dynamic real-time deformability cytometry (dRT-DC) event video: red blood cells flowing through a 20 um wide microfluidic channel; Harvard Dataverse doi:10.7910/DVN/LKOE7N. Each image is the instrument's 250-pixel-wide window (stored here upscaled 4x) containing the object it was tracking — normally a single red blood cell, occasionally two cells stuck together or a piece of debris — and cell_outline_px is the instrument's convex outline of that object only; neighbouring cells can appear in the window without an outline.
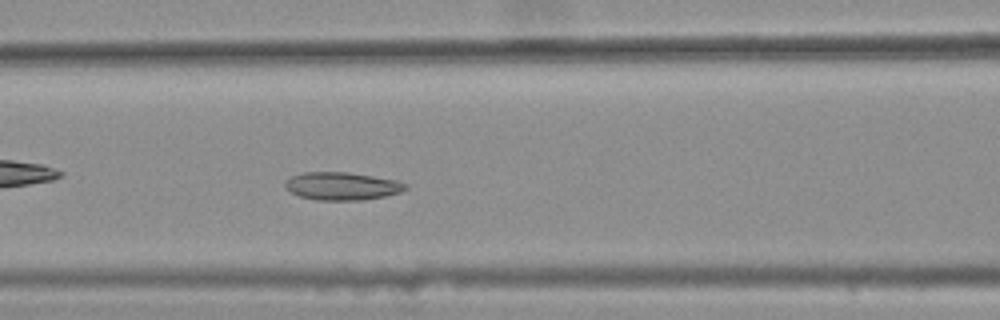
{"species": "common noctule bat (a hibernating species)", "species_latin": "Nyctalus noctula", "temperature_condition": "warm", "stored_images_in_passage": 47, "camera_frame_rate_fps": 3000, "um_per_image_px": 0.085, "animal": {"sex": "female", "body_mass_g": 25.1}, "frame": {"image": 1, "passage_image": 24, "time_ms": 7.667, "image_size_px": [1000, 320], "cell_outline_px": [[408, 188], [400, 192], [384, 196], [364, 200], [316, 200], [300, 196], [284, 188], [284, 180], [288, 176], [300, 172], [348, 172], [396, 180], [408, 184]], "centroid_in_image_um": [29.02, 15.81], "position_along_channel_um": 137.6, "area_um2": 19.77}}
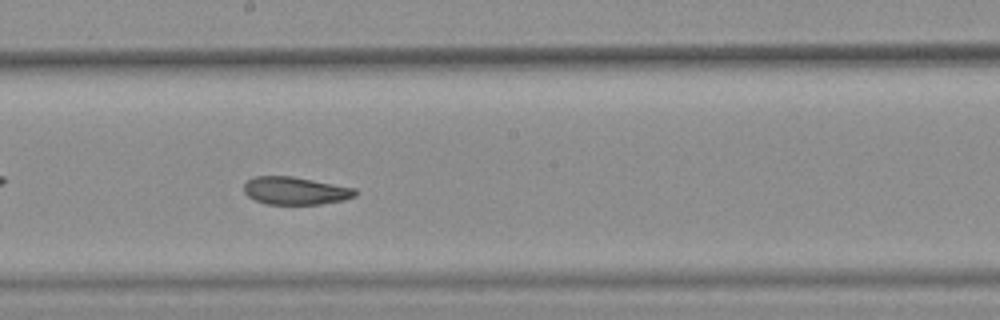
{"frame": {"image": 2, "passage_image": 31, "time_ms": 10.0, "image_size_px": [1000, 320], "cell_outline_px": [[360, 192], [356, 196], [344, 200], [320, 204], [268, 204], [256, 200], [248, 196], [244, 192], [244, 184], [248, 180], [256, 176], [292, 176], [356, 188]], "centroid_in_image_um": [25.15, 16.21], "position_along_channel_um": 223.0, "area_um2": 18.03}}
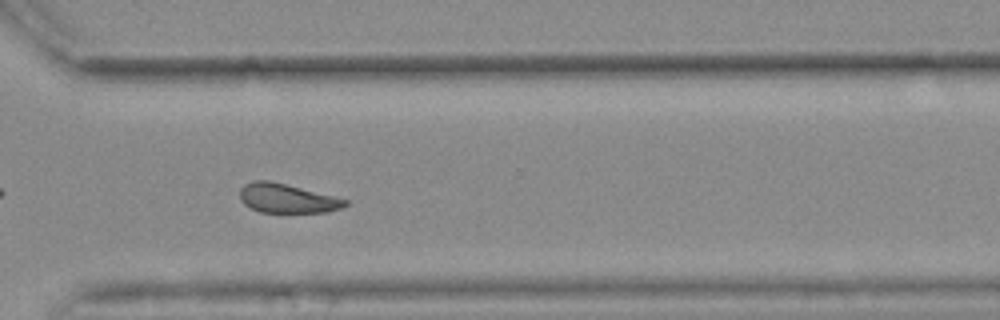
{"frame": {"image": 3, "passage_image": 41, "time_ms": 13.333, "image_size_px": [1000, 320], "cell_outline_px": [[348, 204], [340, 208], [328, 212], [260, 212], [244, 204], [240, 200], [240, 188], [244, 184], [252, 180], [268, 180], [348, 200]], "centroid_in_image_um": [24.35, 16.86], "position_along_channel_um": 346.2, "area_um2": 17.63}, "authors_computed_cell_mechanics": {"area_um2": 19.3052, "velocity_mm_per_s": 3.6815, "shape_relaxation_time_tau1_ms": null, "shape_relaxation_time_tau2_ms": 4.8366, "deformation_change_tau1": null, "deformation_change_tau2": 0.1034}}